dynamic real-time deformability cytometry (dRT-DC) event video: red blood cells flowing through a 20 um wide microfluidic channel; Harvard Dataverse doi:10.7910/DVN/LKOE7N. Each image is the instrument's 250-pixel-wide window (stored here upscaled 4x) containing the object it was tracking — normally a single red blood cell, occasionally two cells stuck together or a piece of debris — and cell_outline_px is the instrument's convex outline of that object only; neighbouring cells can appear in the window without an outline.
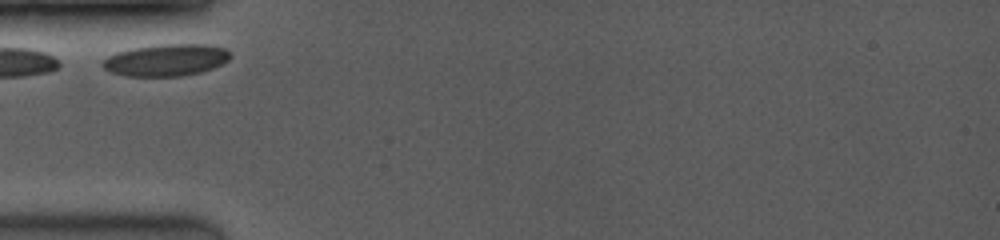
{"species": "common noctule bat (a hibernating species)", "species_latin": "Nyctalus noctula", "temperature_condition": "room temperature", "stored_images_in_passage": 9, "camera_frame_rate_fps": 3500, "um_per_image_px": 0.085, "animal": {"sex": "female", "body_mass_g": 19.0, "forearm_length_mm": 53.3}, "frame": {"image": 1, "passage_image": 1, "time_ms": 0.0, "image_size_px": [1000, 240], "cell_outline_px": [[232, 56], [228, 60], [212, 68], [200, 72], [180, 76], [124, 76], [112, 72], [104, 68], [100, 64], [108, 56], [116, 52], [132, 48], [160, 44], [208, 44], [224, 48]], "centroid_in_image_um": [14.1, 5.1], "position_along_channel_um": 70.9, "area_um2": 23.7}}
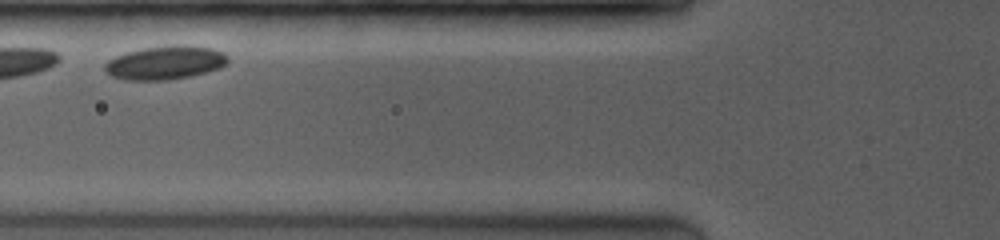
{"frame": {"image": 2, "passage_image": 2, "time_ms": 1.143, "image_size_px": [1000, 240], "cell_outline_px": [[228, 60], [220, 68], [192, 76], [168, 80], [124, 80], [112, 76], [104, 72], [104, 64], [108, 60], [124, 52], [144, 48], [172, 44], [188, 44], [212, 48], [224, 52], [228, 56]], "centroid_in_image_um": [14.03, 5.31], "position_along_channel_um": 111.8, "area_um2": 24.51}}
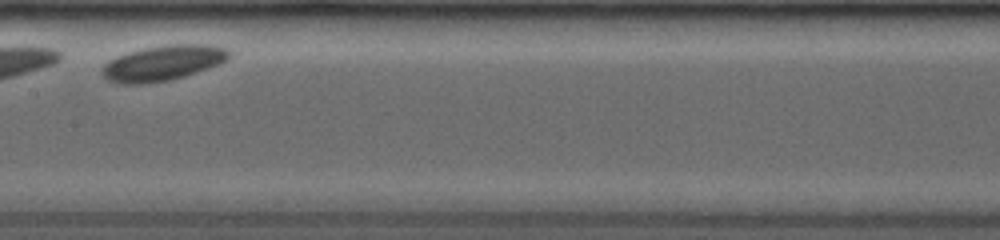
{"frame": {"image": 3, "passage_image": 4, "time_ms": 3.429, "image_size_px": [1000, 240], "cell_outline_px": [[232, 56], [228, 60], [220, 64], [184, 76], [168, 80], [144, 84], [120, 84], [108, 80], [100, 72], [100, 68], [108, 60], [116, 56], [128, 52], [144, 48], [168, 44], [208, 44], [228, 48], [232, 52]], "centroid_in_image_um": [13.87, 5.34], "position_along_channel_um": 193.5, "area_um2": 26.47}}